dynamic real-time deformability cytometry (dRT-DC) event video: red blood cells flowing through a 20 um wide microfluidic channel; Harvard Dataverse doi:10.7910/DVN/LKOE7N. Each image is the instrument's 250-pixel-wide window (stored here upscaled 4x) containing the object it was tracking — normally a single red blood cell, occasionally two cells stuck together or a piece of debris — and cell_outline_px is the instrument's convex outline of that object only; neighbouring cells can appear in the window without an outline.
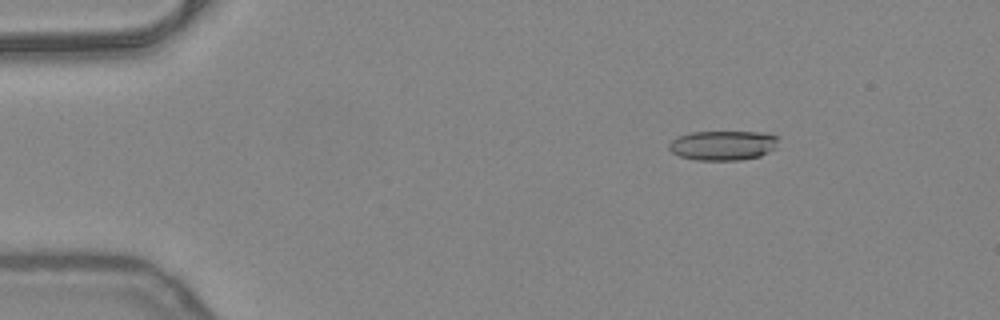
{"species": "common noctule bat (a hibernating species)", "species_latin": "Nyctalus noctula", "temperature_condition": "warm", "stored_images_in_passage": 39, "camera_frame_rate_fps": 3000, "um_per_image_px": 0.085, "animal": {"sex": "female", "body_mass_g": 24.6, "forearm_length_mm": 56.2}, "frame": {"image": 1, "passage_image": 8, "time_ms": 2.333, "image_size_px": [1000, 320], "cell_outline_px": [[780, 136], [776, 148], [760, 156], [740, 160], [696, 160], [680, 156], [672, 152], [668, 148], [668, 144], [676, 136], [692, 132], [764, 132]], "centroid_in_image_um": [61.47, 12.35], "position_along_channel_um": 23.5, "area_um2": 19.13}}
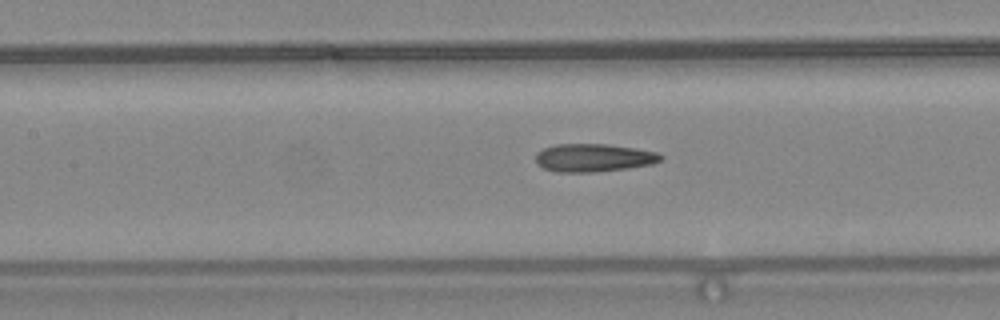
{"frame": {"image": 2, "passage_image": 24, "time_ms": 7.667, "image_size_px": [1000, 320], "cell_outline_px": [[664, 156], [660, 160], [652, 164], [628, 168], [596, 172], [556, 172], [544, 168], [536, 164], [536, 152], [544, 148], [556, 144], [608, 144], [636, 148], [656, 152]], "centroid_in_image_um": [50.44, 13.41], "position_along_channel_um": 157.0, "area_um2": 20.52}}
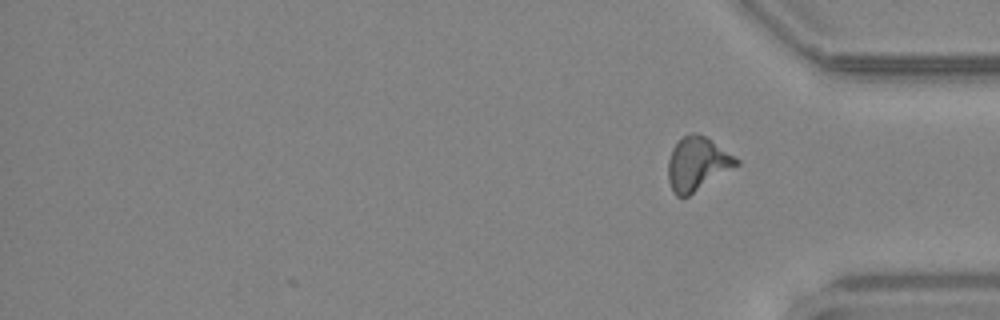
{"frame": {"image": 3, "passage_image": 39, "time_ms": 12.667, "image_size_px": [1000, 320], "cell_outline_px": [[740, 164], [688, 196], [676, 196], [672, 192], [668, 180], [668, 160], [672, 148], [684, 136], [692, 132], [696, 132], [704, 136], [740, 160]], "centroid_in_image_um": [59.25, 13.94], "position_along_channel_um": 376.0, "area_um2": 21.04}, "authors_computed_cell_mechanics": {"area_um2": 19.7676, "velocity_mm_per_s": 4.0475, "shape_relaxation_time_tau1_ms": null, "shape_relaxation_time_tau2_ms": 2.497, "deformation_change_tau1": null, "deformation_change_tau2": 0.1264}}